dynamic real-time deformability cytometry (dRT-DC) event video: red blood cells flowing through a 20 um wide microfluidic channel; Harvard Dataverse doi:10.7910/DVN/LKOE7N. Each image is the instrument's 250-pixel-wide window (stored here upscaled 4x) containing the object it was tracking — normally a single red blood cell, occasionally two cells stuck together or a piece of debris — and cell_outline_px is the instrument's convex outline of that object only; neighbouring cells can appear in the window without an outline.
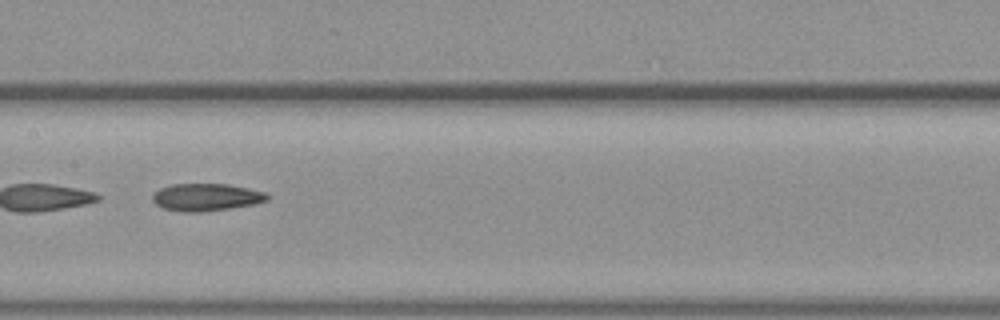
{"species": "common noctule bat (a hibernating species)", "species_latin": "Nyctalus noctula", "temperature_condition": "warm", "stored_images_in_passage": 45, "camera_frame_rate_fps": 3000, "um_per_image_px": 0.085, "animal": {"sex": "female", "body_mass_g": 19.3, "forearm_length_mm": 54.1}, "frame": {"image": 1, "passage_image": 23, "time_ms": 7.333, "image_size_px": [1000, 320], "cell_outline_px": [[268, 200], [252, 204], [228, 208], [200, 212], [180, 212], [164, 208], [156, 204], [152, 200], [152, 192], [160, 188], [172, 184], [228, 184], [248, 188], [264, 192], [268, 196]], "centroid_in_image_um": [17.47, 16.75], "position_along_channel_um": 189.9, "area_um2": 18.21}}
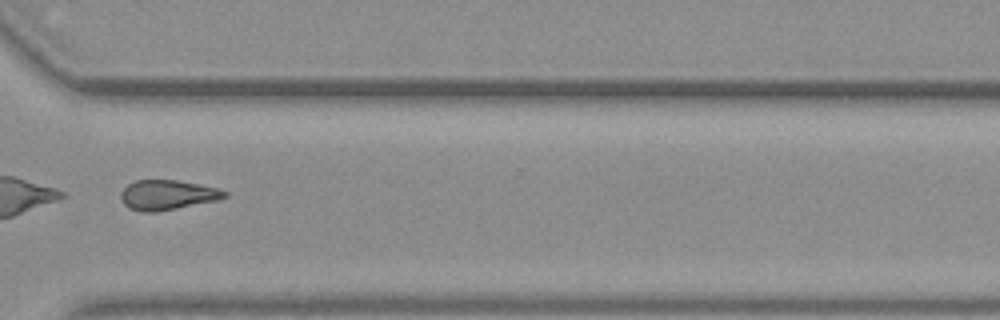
{"frame": {"image": 2, "passage_image": 34, "time_ms": 11.0, "image_size_px": [1000, 320], "cell_outline_px": [[228, 196], [220, 200], [156, 212], [140, 212], [128, 208], [124, 204], [120, 196], [120, 192], [128, 184], [136, 180], [176, 180], [216, 188], [228, 192]], "centroid_in_image_um": [14.22, 16.58], "position_along_channel_um": 356.4, "area_um2": 18.09}}